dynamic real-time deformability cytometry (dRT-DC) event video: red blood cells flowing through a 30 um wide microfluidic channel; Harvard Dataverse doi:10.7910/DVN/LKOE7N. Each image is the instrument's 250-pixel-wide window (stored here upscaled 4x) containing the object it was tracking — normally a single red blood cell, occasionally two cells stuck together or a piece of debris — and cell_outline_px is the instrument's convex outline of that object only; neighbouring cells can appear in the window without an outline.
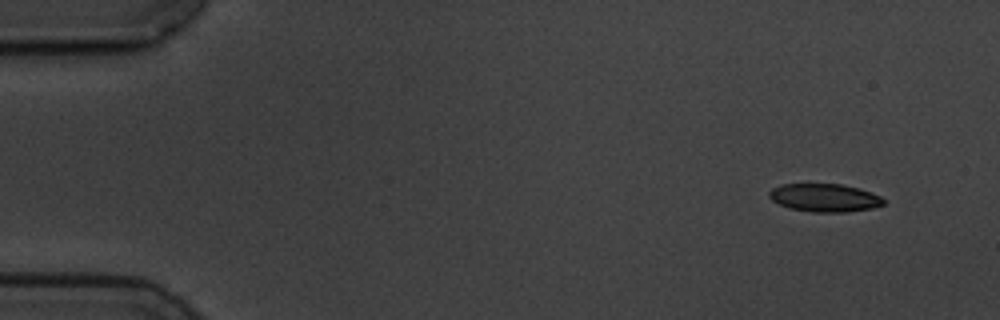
{"species": "common noctule bat (a hibernating species)", "species_latin": "Nyctalus noctula", "temperature_condition": "cold", "stored_images_in_passage": 9, "camera_frame_rate_fps": 3000, "um_per_image_px": 0.085, "animal": {"sex": "male", "body_mass_g": 19.5, "forearm_length_mm": 54.6}, "frame": {"image": 1, "passage_image": 1, "time_ms": 0.0, "image_size_px": [1000, 320], "cell_outline_px": [[884, 204], [872, 208], [848, 212], [812, 212], [788, 208], [772, 200], [768, 196], [768, 192], [772, 188], [780, 184], [840, 184], [860, 188], [880, 196], [884, 200]], "centroid_in_image_um": [70.07, 16.81], "position_along_channel_um": 14.9, "area_um2": 18.79}}
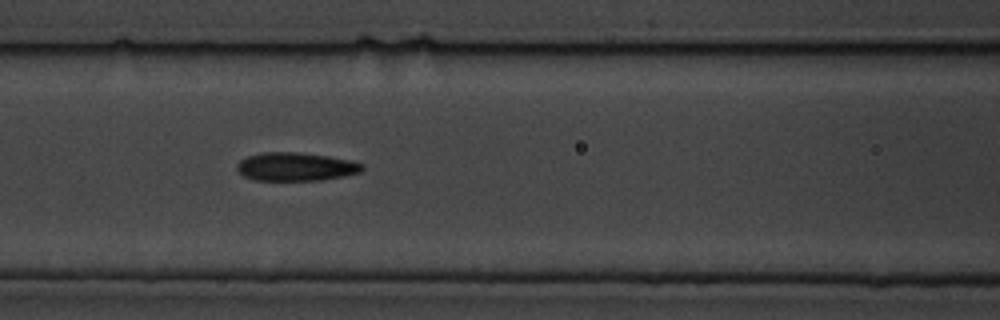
{"frame": {"image": 2, "passage_image": 6, "time_ms": 6.667, "image_size_px": [1000, 320], "cell_outline_px": [[364, 168], [360, 172], [344, 176], [320, 180], [252, 180], [244, 176], [236, 168], [236, 164], [240, 160], [248, 156], [264, 152], [296, 152], [328, 156], [352, 160], [364, 164]], "centroid_in_image_um": [25.15, 14.17], "position_along_channel_um": 141.5, "area_um2": 20.75}}
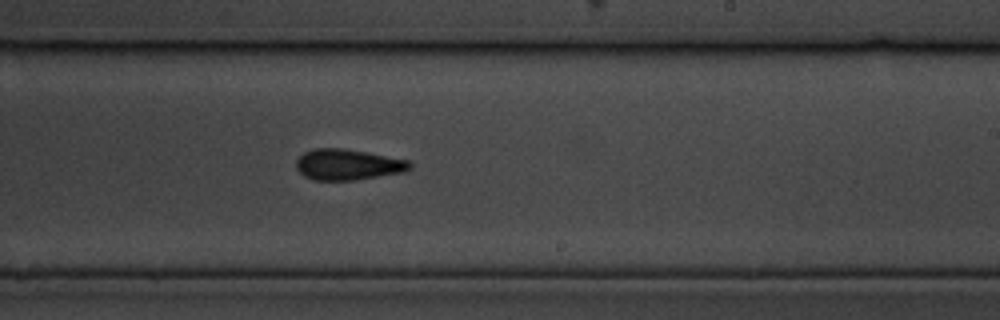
{"frame": {"image": 3, "passage_image": 9, "time_ms": 10.0, "image_size_px": [1000, 320], "cell_outline_px": [[412, 168], [404, 172], [356, 180], [312, 180], [304, 176], [296, 168], [296, 160], [304, 152], [316, 148], [344, 148], [412, 160]], "centroid_in_image_um": [29.6, 13.99], "position_along_channel_um": 259.4, "area_um2": 20.69}}